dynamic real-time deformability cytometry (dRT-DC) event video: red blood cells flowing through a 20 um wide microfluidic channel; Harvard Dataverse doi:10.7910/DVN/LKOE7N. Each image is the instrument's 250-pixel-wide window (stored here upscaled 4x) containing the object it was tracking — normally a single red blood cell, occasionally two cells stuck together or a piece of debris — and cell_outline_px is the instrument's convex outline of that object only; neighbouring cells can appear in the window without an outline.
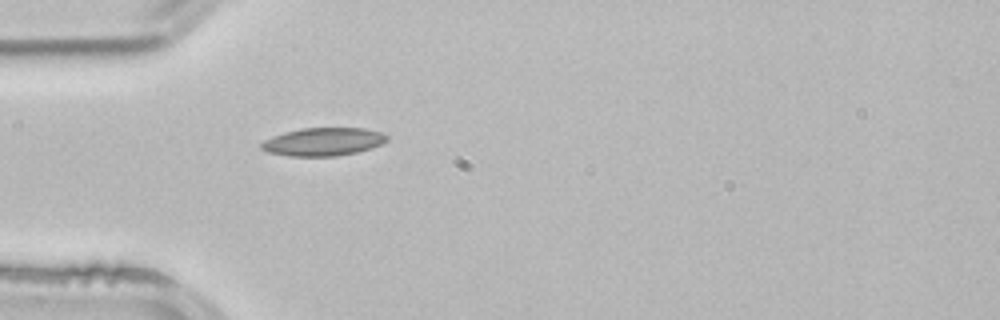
{"species": "common noctule bat (a hibernating species)", "species_latin": "Nyctalus noctula", "temperature_condition": "room temperature", "stored_images_in_passage": 30, "camera_frame_rate_fps": 3000, "um_per_image_px": 0.085, "animal": {"sex": "male", "body_mass_g": 21.5, "forearm_length_mm": 52.0}, "frame": {"image": 1, "passage_image": 1, "time_ms": 0.0, "image_size_px": [1000, 320], "cell_outline_px": [[388, 140], [380, 144], [356, 152], [336, 156], [288, 156], [268, 152], [260, 148], [260, 144], [264, 140], [272, 136], [284, 132], [300, 128], [364, 128], [384, 132], [388, 136]], "centroid_in_image_um": [27.45, 12.04], "position_along_channel_um": 57.5, "area_um2": 20.58}, "authors_computed_cell_mechanics": {"area_um2": 18.7272, "velocity_mm_per_s": 3.8836, "shape_relaxation_time_tau1_ms": 8.5887, "shape_relaxation_time_tau2_ms": 4.2245, "deformation_change_tau1": 0.1762, "deformation_change_tau2": 0.0952}}